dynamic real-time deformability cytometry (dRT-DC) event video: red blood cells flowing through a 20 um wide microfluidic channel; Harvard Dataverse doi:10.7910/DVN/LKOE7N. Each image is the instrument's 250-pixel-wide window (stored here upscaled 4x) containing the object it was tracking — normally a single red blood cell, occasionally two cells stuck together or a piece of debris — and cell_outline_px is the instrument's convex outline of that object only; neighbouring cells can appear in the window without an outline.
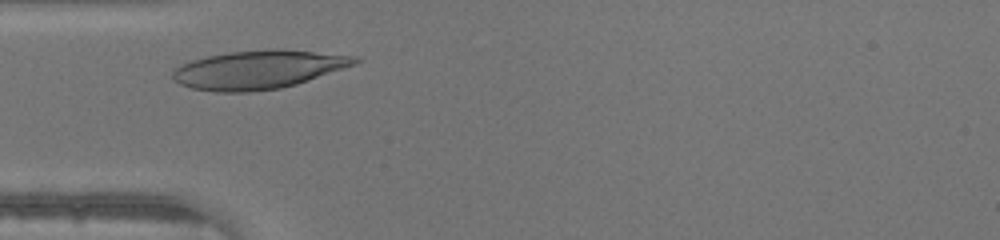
{"species": "human", "species_latin": "Homo sapiens", "temperature_condition": "warm", "stored_images_in_passage": 26, "camera_frame_rate_fps": 3000, "um_per_image_px": 0.085, "donor": {"sex": "male"}, "frame": {"image": 1, "passage_image": 4, "time_ms": 1.0, "image_size_px": [1000, 240], "cell_outline_px": [[364, 60], [356, 64], [296, 84], [280, 88], [248, 92], [216, 92], [192, 88], [180, 84], [172, 80], [172, 72], [176, 68], [192, 60], [208, 56], [232, 52], [276, 48], [280, 48], [360, 56]], "centroid_in_image_um": [22.02, 5.91], "position_along_channel_um": 63.0, "area_um2": 40.98}}
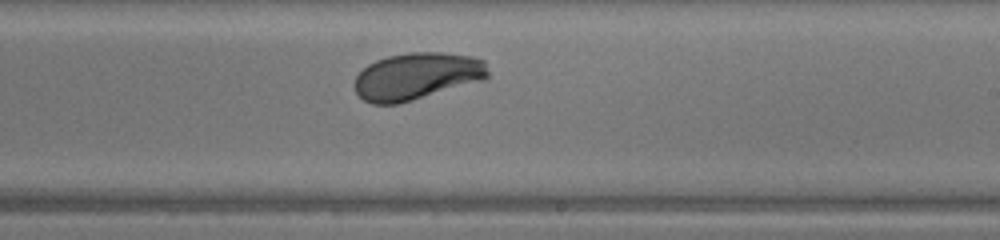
{"frame": {"image": 2, "passage_image": 17, "time_ms": 5.333, "image_size_px": [1000, 240], "cell_outline_px": [[488, 76], [484, 80], [400, 104], [372, 104], [364, 100], [356, 92], [352, 84], [356, 76], [368, 64], [376, 60], [388, 56], [408, 52], [440, 52], [472, 56], [484, 60], [488, 72]], "centroid_in_image_um": [35.42, 6.48], "position_along_channel_um": 253.6, "area_um2": 36.88}}
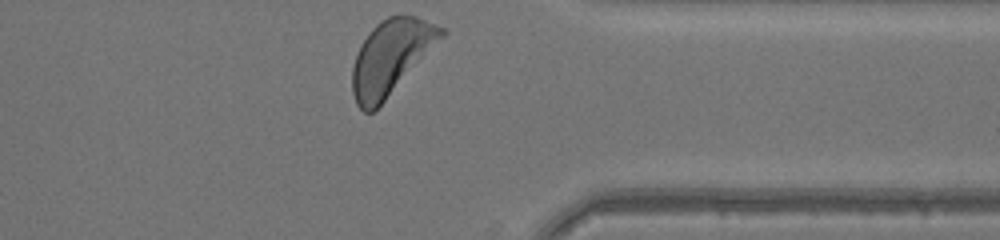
{"frame": {"image": 3, "passage_image": 26, "time_ms": 8.333, "image_size_px": [1000, 240], "cell_outline_px": [[448, 32], [384, 100], [372, 112], [364, 112], [356, 104], [352, 92], [352, 68], [360, 44], [368, 32], [380, 20], [388, 16], [416, 16], [444, 28]], "centroid_in_image_um": [33.2, 4.84], "position_along_channel_um": 378.2, "area_um2": 37.97}}